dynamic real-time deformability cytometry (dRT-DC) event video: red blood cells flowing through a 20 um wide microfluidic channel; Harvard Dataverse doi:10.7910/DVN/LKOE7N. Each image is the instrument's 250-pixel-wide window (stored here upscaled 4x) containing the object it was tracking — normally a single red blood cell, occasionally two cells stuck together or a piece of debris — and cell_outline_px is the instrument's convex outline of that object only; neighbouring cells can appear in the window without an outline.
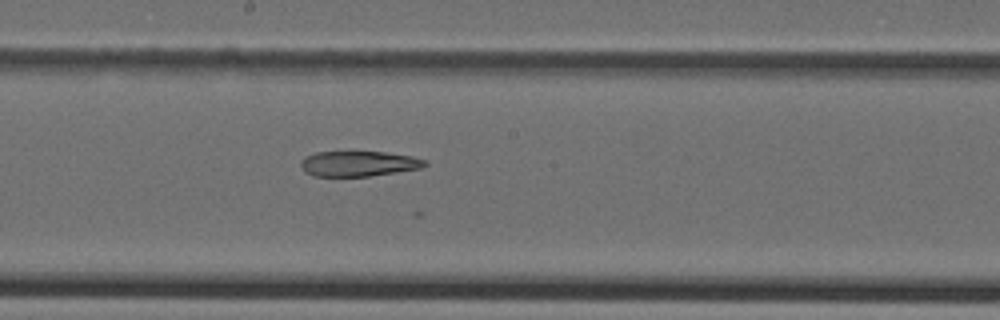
{"species": "Egyptian fruit bat (a non-hibernating species)", "species_latin": "Rousettus aegyptiacus", "temperature_condition": "cold", "stored_images_in_passage": 22, "camera_frame_rate_fps": 3000, "um_per_image_px": 0.085, "animal": {"sex": "female"}, "frame": {"image": 1, "passage_image": 18, "time_ms": 5.667, "image_size_px": [1000, 320], "cell_outline_px": [[428, 164], [420, 168], [372, 176], [312, 176], [304, 172], [300, 164], [300, 160], [304, 156], [316, 152], [384, 152], [412, 156], [428, 160]], "centroid_in_image_um": [30.46, 13.91], "position_along_channel_um": 217.7, "area_um2": 18.44}}